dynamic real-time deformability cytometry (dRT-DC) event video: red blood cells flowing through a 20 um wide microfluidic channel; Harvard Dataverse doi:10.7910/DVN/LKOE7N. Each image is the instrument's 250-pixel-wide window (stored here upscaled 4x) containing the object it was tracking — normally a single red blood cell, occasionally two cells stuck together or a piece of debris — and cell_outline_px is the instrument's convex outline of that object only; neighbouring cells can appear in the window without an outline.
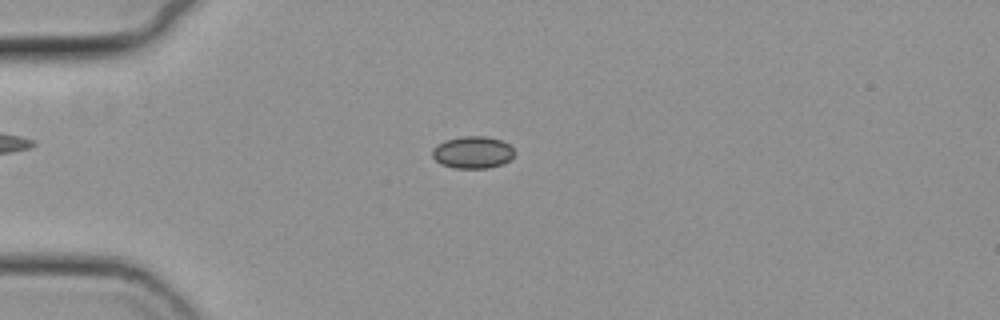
{"species": "common noctule bat (a hibernating species)", "species_latin": "Nyctalus noctula", "temperature_condition": "cold", "stored_images_in_passage": 50, "camera_frame_rate_fps": 3000, "um_per_image_px": 0.085, "animal": {"sex": "female", "body_mass_g": 19.3, "forearm_length_mm": 54.1}, "frame": {"image": 1, "passage_image": 9, "time_ms": 2.667, "image_size_px": [1000, 320], "cell_outline_px": [[516, 152], [504, 164], [488, 168], [456, 168], [440, 164], [432, 156], [432, 148], [436, 144], [444, 140], [464, 136], [484, 136], [500, 140], [508, 144]], "centroid_in_image_um": [40.15, 12.95], "position_along_channel_um": 44.8, "area_um2": 15.43}}
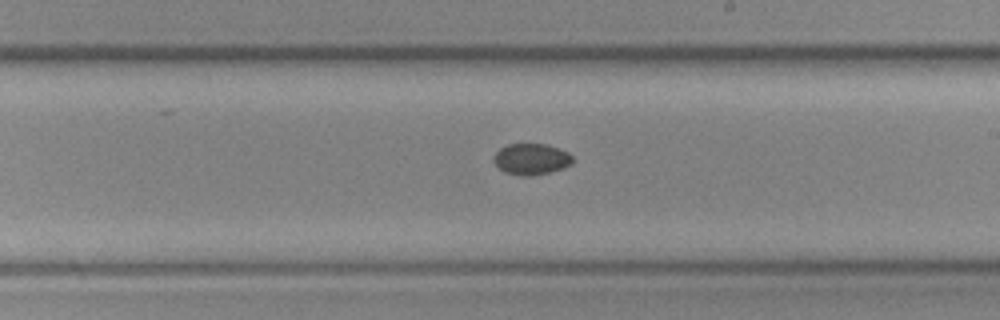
{"frame": {"image": 2, "passage_image": 27, "time_ms": 8.667, "image_size_px": [1000, 320], "cell_outline_px": [[572, 164], [564, 168], [532, 176], [520, 176], [504, 172], [492, 160], [496, 152], [500, 148], [508, 144], [544, 144], [568, 152], [572, 156]], "centroid_in_image_um": [45.14, 13.53], "position_along_channel_um": 243.9, "area_um2": 14.28}}
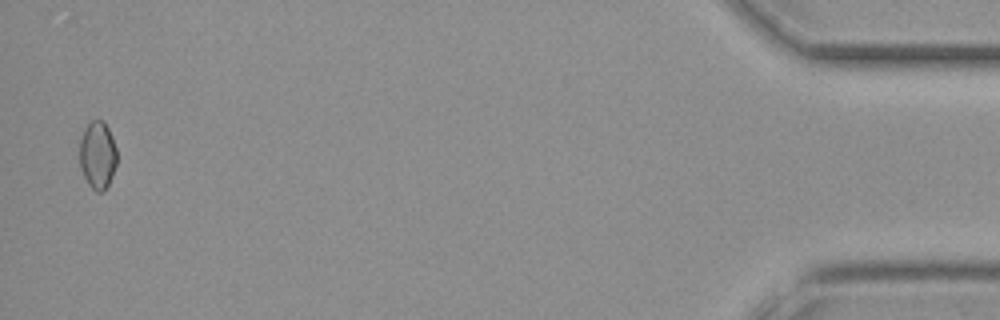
{"frame": {"image": 3, "passage_image": 49, "time_ms": 16.0, "image_size_px": [1000, 320], "cell_outline_px": [[116, 164], [112, 176], [104, 192], [96, 192], [88, 184], [80, 168], [80, 140], [84, 128], [92, 120], [104, 120], [112, 136], [116, 148]], "centroid_in_image_um": [8.29, 13.18], "position_along_channel_um": 426.9, "area_um2": 14.74}}